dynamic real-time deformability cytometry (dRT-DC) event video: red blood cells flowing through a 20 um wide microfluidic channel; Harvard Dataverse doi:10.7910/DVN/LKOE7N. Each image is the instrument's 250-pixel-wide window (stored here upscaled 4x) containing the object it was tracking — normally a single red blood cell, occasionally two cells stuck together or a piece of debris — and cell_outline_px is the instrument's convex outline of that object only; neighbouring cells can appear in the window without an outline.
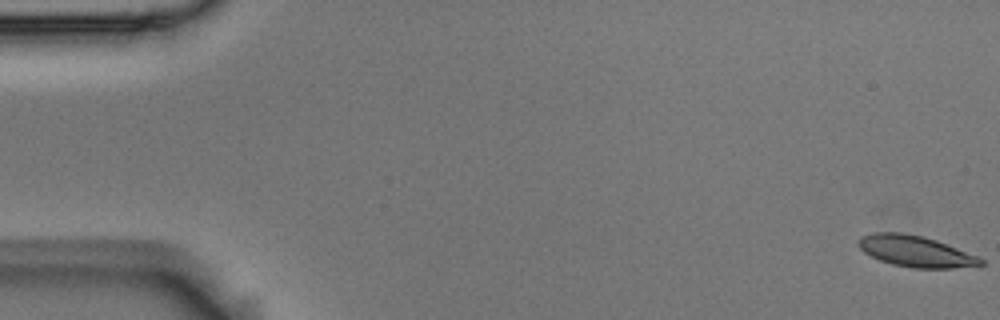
{"species": "Egyptian fruit bat (a non-hibernating species)", "species_latin": "Rousettus aegyptiacus", "temperature_condition": "room temperature", "stored_images_in_passage": 7, "camera_frame_rate_fps": 3000, "um_per_image_px": 0.085, "animal": {"sex": "male"}, "frame": {"image": 1, "passage_image": 1, "time_ms": 0.0, "image_size_px": [1000, 320], "cell_outline_px": [[984, 264], [952, 268], [912, 268], [892, 264], [880, 260], [864, 252], [856, 244], [856, 240], [860, 236], [872, 232], [900, 232], [920, 236], [936, 240], [980, 256], [984, 260]], "centroid_in_image_um": [77.8, 21.35], "position_along_channel_um": 7.2, "area_um2": 22.31}}
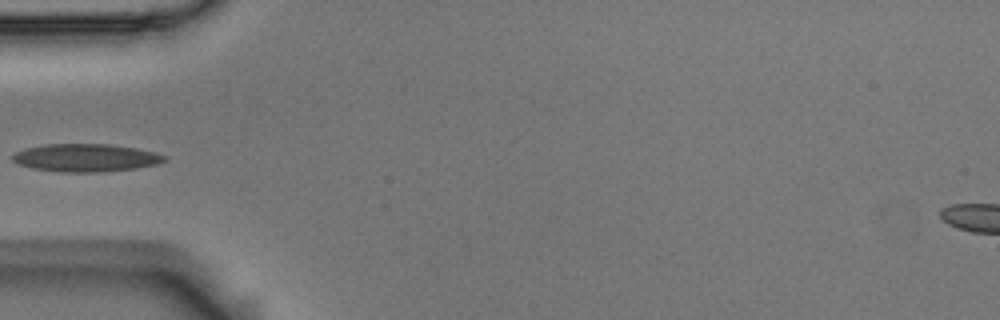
{"frame": {"image": 2, "passage_image": 6, "time_ms": 1.667, "image_size_px": [1000, 320], "cell_outline_px": [[168, 160], [156, 164], [136, 168], [100, 172], [60, 172], [32, 168], [20, 164], [12, 160], [12, 156], [16, 152], [28, 148], [44, 144], [108, 144], [136, 148], [168, 156]], "centroid_in_image_um": [7.31, 13.41], "position_along_channel_um": 77.7, "area_um2": 24.51}}
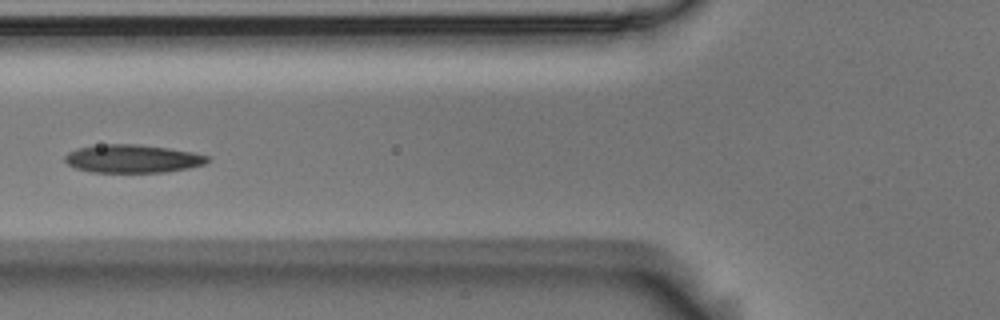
{"frame": {"image": 3, "passage_image": 7, "time_ms": 2.0, "image_size_px": [1000, 320], "cell_outline_px": [[212, 156], [204, 164], [188, 168], [164, 172], [92, 172], [76, 168], [68, 164], [64, 160], [64, 156], [68, 152], [76, 148], [100, 144], [140, 144], [168, 148], [192, 152]], "centroid_in_image_um": [11.25, 13.48], "position_along_channel_um": 114.5, "area_um2": 23.47}}